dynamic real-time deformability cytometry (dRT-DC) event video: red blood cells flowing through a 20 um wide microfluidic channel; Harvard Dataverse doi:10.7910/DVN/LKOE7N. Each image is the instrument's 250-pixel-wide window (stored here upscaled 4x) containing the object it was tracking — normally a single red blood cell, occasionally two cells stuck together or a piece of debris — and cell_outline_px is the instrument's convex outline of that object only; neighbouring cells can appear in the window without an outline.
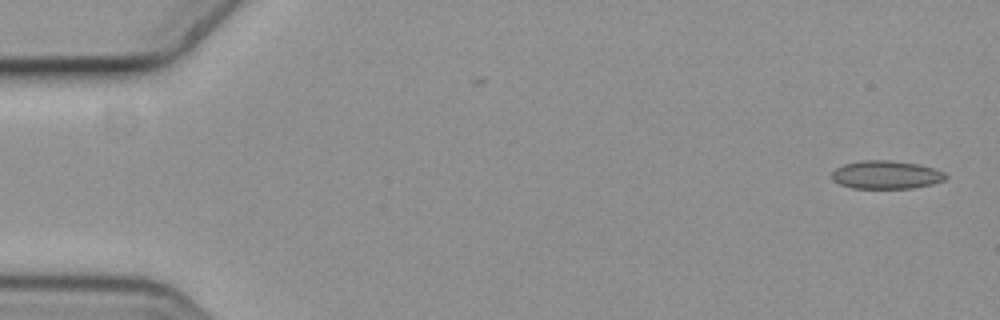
{"species": "common noctule bat (a hibernating species)", "species_latin": "Nyctalus noctula", "temperature_condition": "cold", "stored_images_in_passage": 2, "camera_frame_rate_fps": 3000, "um_per_image_px": 0.085, "animal": {"sex": "female", "body_mass_g": 19.3, "forearm_length_mm": 54.1}, "frame": {"image": 1, "passage_image": 2, "time_ms": 0.333, "image_size_px": [1000, 320], "cell_outline_px": [[948, 176], [944, 180], [932, 184], [912, 188], [852, 188], [840, 184], [832, 180], [832, 172], [836, 168], [844, 164], [860, 160], [892, 160], [920, 164], [944, 172]], "centroid_in_image_um": [75.32, 14.85], "position_along_channel_um": 9.7, "area_um2": 18.79}}